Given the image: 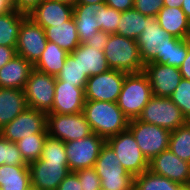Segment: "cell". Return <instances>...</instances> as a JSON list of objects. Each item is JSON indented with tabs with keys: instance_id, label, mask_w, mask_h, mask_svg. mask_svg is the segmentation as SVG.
I'll return each mask as SVG.
<instances>
[{
	"instance_id": "1",
	"label": "cell",
	"mask_w": 190,
	"mask_h": 190,
	"mask_svg": "<svg viewBox=\"0 0 190 190\" xmlns=\"http://www.w3.org/2000/svg\"><path fill=\"white\" fill-rule=\"evenodd\" d=\"M83 113L92 132L104 139L128 129L129 119L117 102L86 100Z\"/></svg>"
},
{
	"instance_id": "2",
	"label": "cell",
	"mask_w": 190,
	"mask_h": 190,
	"mask_svg": "<svg viewBox=\"0 0 190 190\" xmlns=\"http://www.w3.org/2000/svg\"><path fill=\"white\" fill-rule=\"evenodd\" d=\"M105 58L110 69L129 73H138L144 70V62L139 53L137 41L111 34L104 48Z\"/></svg>"
},
{
	"instance_id": "3",
	"label": "cell",
	"mask_w": 190,
	"mask_h": 190,
	"mask_svg": "<svg viewBox=\"0 0 190 190\" xmlns=\"http://www.w3.org/2000/svg\"><path fill=\"white\" fill-rule=\"evenodd\" d=\"M151 85L142 71L126 74L117 105L129 119H138L152 97Z\"/></svg>"
},
{
	"instance_id": "4",
	"label": "cell",
	"mask_w": 190,
	"mask_h": 190,
	"mask_svg": "<svg viewBox=\"0 0 190 190\" xmlns=\"http://www.w3.org/2000/svg\"><path fill=\"white\" fill-rule=\"evenodd\" d=\"M94 168L105 190H133L134 177L124 169L113 149L105 143Z\"/></svg>"
},
{
	"instance_id": "5",
	"label": "cell",
	"mask_w": 190,
	"mask_h": 190,
	"mask_svg": "<svg viewBox=\"0 0 190 190\" xmlns=\"http://www.w3.org/2000/svg\"><path fill=\"white\" fill-rule=\"evenodd\" d=\"M120 160L121 166L133 177L140 175L149 168V161L140 150L133 134L127 129L106 139Z\"/></svg>"
},
{
	"instance_id": "6",
	"label": "cell",
	"mask_w": 190,
	"mask_h": 190,
	"mask_svg": "<svg viewBox=\"0 0 190 190\" xmlns=\"http://www.w3.org/2000/svg\"><path fill=\"white\" fill-rule=\"evenodd\" d=\"M174 38V36L169 35L167 31L159 25L156 18H154L151 23H147L137 38L139 53L144 64L148 62L165 64L168 60V42Z\"/></svg>"
},
{
	"instance_id": "7",
	"label": "cell",
	"mask_w": 190,
	"mask_h": 190,
	"mask_svg": "<svg viewBox=\"0 0 190 190\" xmlns=\"http://www.w3.org/2000/svg\"><path fill=\"white\" fill-rule=\"evenodd\" d=\"M138 120L160 126L170 132L187 122L181 110L169 97L152 96Z\"/></svg>"
},
{
	"instance_id": "8",
	"label": "cell",
	"mask_w": 190,
	"mask_h": 190,
	"mask_svg": "<svg viewBox=\"0 0 190 190\" xmlns=\"http://www.w3.org/2000/svg\"><path fill=\"white\" fill-rule=\"evenodd\" d=\"M128 130L148 161L168 149L171 132L167 129L132 119L129 120Z\"/></svg>"
},
{
	"instance_id": "9",
	"label": "cell",
	"mask_w": 190,
	"mask_h": 190,
	"mask_svg": "<svg viewBox=\"0 0 190 190\" xmlns=\"http://www.w3.org/2000/svg\"><path fill=\"white\" fill-rule=\"evenodd\" d=\"M46 128L49 137L59 139L64 143L87 137L93 133L83 112L48 113Z\"/></svg>"
},
{
	"instance_id": "10",
	"label": "cell",
	"mask_w": 190,
	"mask_h": 190,
	"mask_svg": "<svg viewBox=\"0 0 190 190\" xmlns=\"http://www.w3.org/2000/svg\"><path fill=\"white\" fill-rule=\"evenodd\" d=\"M56 77L33 68L24 88L27 105L48 114L54 102Z\"/></svg>"
},
{
	"instance_id": "11",
	"label": "cell",
	"mask_w": 190,
	"mask_h": 190,
	"mask_svg": "<svg viewBox=\"0 0 190 190\" xmlns=\"http://www.w3.org/2000/svg\"><path fill=\"white\" fill-rule=\"evenodd\" d=\"M105 143L106 139L95 133L78 140L65 142L70 172L94 167L101 148Z\"/></svg>"
},
{
	"instance_id": "12",
	"label": "cell",
	"mask_w": 190,
	"mask_h": 190,
	"mask_svg": "<svg viewBox=\"0 0 190 190\" xmlns=\"http://www.w3.org/2000/svg\"><path fill=\"white\" fill-rule=\"evenodd\" d=\"M127 73L109 69L92 75L85 87L86 100L117 102Z\"/></svg>"
},
{
	"instance_id": "13",
	"label": "cell",
	"mask_w": 190,
	"mask_h": 190,
	"mask_svg": "<svg viewBox=\"0 0 190 190\" xmlns=\"http://www.w3.org/2000/svg\"><path fill=\"white\" fill-rule=\"evenodd\" d=\"M47 114L27 107L22 113L0 129V135L10 142L35 133H47Z\"/></svg>"
},
{
	"instance_id": "14",
	"label": "cell",
	"mask_w": 190,
	"mask_h": 190,
	"mask_svg": "<svg viewBox=\"0 0 190 190\" xmlns=\"http://www.w3.org/2000/svg\"><path fill=\"white\" fill-rule=\"evenodd\" d=\"M47 45L45 30L27 16L21 23L16 53L25 58L33 66L41 58Z\"/></svg>"
},
{
	"instance_id": "15",
	"label": "cell",
	"mask_w": 190,
	"mask_h": 190,
	"mask_svg": "<svg viewBox=\"0 0 190 190\" xmlns=\"http://www.w3.org/2000/svg\"><path fill=\"white\" fill-rule=\"evenodd\" d=\"M31 185L37 190H57L69 174L68 162H49L38 159L28 165Z\"/></svg>"
},
{
	"instance_id": "16",
	"label": "cell",
	"mask_w": 190,
	"mask_h": 190,
	"mask_svg": "<svg viewBox=\"0 0 190 190\" xmlns=\"http://www.w3.org/2000/svg\"><path fill=\"white\" fill-rule=\"evenodd\" d=\"M143 72L147 75L153 96L170 97L182 80L180 69L174 66L148 62Z\"/></svg>"
},
{
	"instance_id": "17",
	"label": "cell",
	"mask_w": 190,
	"mask_h": 190,
	"mask_svg": "<svg viewBox=\"0 0 190 190\" xmlns=\"http://www.w3.org/2000/svg\"><path fill=\"white\" fill-rule=\"evenodd\" d=\"M148 170L184 186L188 185L190 179V163L178 158L169 149L153 157Z\"/></svg>"
},
{
	"instance_id": "18",
	"label": "cell",
	"mask_w": 190,
	"mask_h": 190,
	"mask_svg": "<svg viewBox=\"0 0 190 190\" xmlns=\"http://www.w3.org/2000/svg\"><path fill=\"white\" fill-rule=\"evenodd\" d=\"M53 107L49 113L76 114L84 109L85 88L56 79Z\"/></svg>"
},
{
	"instance_id": "19",
	"label": "cell",
	"mask_w": 190,
	"mask_h": 190,
	"mask_svg": "<svg viewBox=\"0 0 190 190\" xmlns=\"http://www.w3.org/2000/svg\"><path fill=\"white\" fill-rule=\"evenodd\" d=\"M28 16L44 29L68 21L73 16V6L55 0H43Z\"/></svg>"
},
{
	"instance_id": "20",
	"label": "cell",
	"mask_w": 190,
	"mask_h": 190,
	"mask_svg": "<svg viewBox=\"0 0 190 190\" xmlns=\"http://www.w3.org/2000/svg\"><path fill=\"white\" fill-rule=\"evenodd\" d=\"M33 68L30 62L16 54L0 69V87L24 90Z\"/></svg>"
},
{
	"instance_id": "21",
	"label": "cell",
	"mask_w": 190,
	"mask_h": 190,
	"mask_svg": "<svg viewBox=\"0 0 190 190\" xmlns=\"http://www.w3.org/2000/svg\"><path fill=\"white\" fill-rule=\"evenodd\" d=\"M156 19L169 35L180 39L190 38V20L181 7L163 6Z\"/></svg>"
},
{
	"instance_id": "22",
	"label": "cell",
	"mask_w": 190,
	"mask_h": 190,
	"mask_svg": "<svg viewBox=\"0 0 190 190\" xmlns=\"http://www.w3.org/2000/svg\"><path fill=\"white\" fill-rule=\"evenodd\" d=\"M70 54L78 60L82 72H84L88 78L110 69L104 51L90 47L85 43H80Z\"/></svg>"
},
{
	"instance_id": "23",
	"label": "cell",
	"mask_w": 190,
	"mask_h": 190,
	"mask_svg": "<svg viewBox=\"0 0 190 190\" xmlns=\"http://www.w3.org/2000/svg\"><path fill=\"white\" fill-rule=\"evenodd\" d=\"M27 107L24 90L0 87V129Z\"/></svg>"
},
{
	"instance_id": "24",
	"label": "cell",
	"mask_w": 190,
	"mask_h": 190,
	"mask_svg": "<svg viewBox=\"0 0 190 190\" xmlns=\"http://www.w3.org/2000/svg\"><path fill=\"white\" fill-rule=\"evenodd\" d=\"M101 9V3L74 5L73 19L76 24L80 43L94 37L95 33L100 31L97 21L94 20L95 14Z\"/></svg>"
},
{
	"instance_id": "25",
	"label": "cell",
	"mask_w": 190,
	"mask_h": 190,
	"mask_svg": "<svg viewBox=\"0 0 190 190\" xmlns=\"http://www.w3.org/2000/svg\"><path fill=\"white\" fill-rule=\"evenodd\" d=\"M47 41L56 43L66 52L71 53L80 44L79 35L73 16L62 24L44 28Z\"/></svg>"
},
{
	"instance_id": "26",
	"label": "cell",
	"mask_w": 190,
	"mask_h": 190,
	"mask_svg": "<svg viewBox=\"0 0 190 190\" xmlns=\"http://www.w3.org/2000/svg\"><path fill=\"white\" fill-rule=\"evenodd\" d=\"M31 185L28 165L0 166V187L2 190H27Z\"/></svg>"
},
{
	"instance_id": "27",
	"label": "cell",
	"mask_w": 190,
	"mask_h": 190,
	"mask_svg": "<svg viewBox=\"0 0 190 190\" xmlns=\"http://www.w3.org/2000/svg\"><path fill=\"white\" fill-rule=\"evenodd\" d=\"M154 17H148L133 9L121 13L117 24L116 34L137 41L147 23H151Z\"/></svg>"
},
{
	"instance_id": "28",
	"label": "cell",
	"mask_w": 190,
	"mask_h": 190,
	"mask_svg": "<svg viewBox=\"0 0 190 190\" xmlns=\"http://www.w3.org/2000/svg\"><path fill=\"white\" fill-rule=\"evenodd\" d=\"M69 53L59 47L56 43L47 41L41 58L34 65V68L56 77L64 66Z\"/></svg>"
},
{
	"instance_id": "29",
	"label": "cell",
	"mask_w": 190,
	"mask_h": 190,
	"mask_svg": "<svg viewBox=\"0 0 190 190\" xmlns=\"http://www.w3.org/2000/svg\"><path fill=\"white\" fill-rule=\"evenodd\" d=\"M27 14L15 9L0 15V45L16 47L22 21Z\"/></svg>"
},
{
	"instance_id": "30",
	"label": "cell",
	"mask_w": 190,
	"mask_h": 190,
	"mask_svg": "<svg viewBox=\"0 0 190 190\" xmlns=\"http://www.w3.org/2000/svg\"><path fill=\"white\" fill-rule=\"evenodd\" d=\"M182 185L150 170L134 177L133 190H178Z\"/></svg>"
},
{
	"instance_id": "31",
	"label": "cell",
	"mask_w": 190,
	"mask_h": 190,
	"mask_svg": "<svg viewBox=\"0 0 190 190\" xmlns=\"http://www.w3.org/2000/svg\"><path fill=\"white\" fill-rule=\"evenodd\" d=\"M47 137L48 133H35L16 142L27 165L40 159Z\"/></svg>"
},
{
	"instance_id": "32",
	"label": "cell",
	"mask_w": 190,
	"mask_h": 190,
	"mask_svg": "<svg viewBox=\"0 0 190 190\" xmlns=\"http://www.w3.org/2000/svg\"><path fill=\"white\" fill-rule=\"evenodd\" d=\"M168 149L190 163V121L171 132Z\"/></svg>"
},
{
	"instance_id": "33",
	"label": "cell",
	"mask_w": 190,
	"mask_h": 190,
	"mask_svg": "<svg viewBox=\"0 0 190 190\" xmlns=\"http://www.w3.org/2000/svg\"><path fill=\"white\" fill-rule=\"evenodd\" d=\"M56 79L73 84L77 88H85L88 77L84 74V72H82L78 60L69 53L64 66L56 76Z\"/></svg>"
},
{
	"instance_id": "34",
	"label": "cell",
	"mask_w": 190,
	"mask_h": 190,
	"mask_svg": "<svg viewBox=\"0 0 190 190\" xmlns=\"http://www.w3.org/2000/svg\"><path fill=\"white\" fill-rule=\"evenodd\" d=\"M121 13L114 8L108 7L105 3H101V9L95 14L94 20L97 21L101 31L115 34Z\"/></svg>"
},
{
	"instance_id": "35",
	"label": "cell",
	"mask_w": 190,
	"mask_h": 190,
	"mask_svg": "<svg viewBox=\"0 0 190 190\" xmlns=\"http://www.w3.org/2000/svg\"><path fill=\"white\" fill-rule=\"evenodd\" d=\"M188 53V38L180 39L175 37L168 42L167 58L165 65L180 68Z\"/></svg>"
},
{
	"instance_id": "36",
	"label": "cell",
	"mask_w": 190,
	"mask_h": 190,
	"mask_svg": "<svg viewBox=\"0 0 190 190\" xmlns=\"http://www.w3.org/2000/svg\"><path fill=\"white\" fill-rule=\"evenodd\" d=\"M40 159L49 162H68L65 143L59 139L48 136Z\"/></svg>"
},
{
	"instance_id": "37",
	"label": "cell",
	"mask_w": 190,
	"mask_h": 190,
	"mask_svg": "<svg viewBox=\"0 0 190 190\" xmlns=\"http://www.w3.org/2000/svg\"><path fill=\"white\" fill-rule=\"evenodd\" d=\"M169 98L178 106L187 121H190V80L182 78Z\"/></svg>"
},
{
	"instance_id": "38",
	"label": "cell",
	"mask_w": 190,
	"mask_h": 190,
	"mask_svg": "<svg viewBox=\"0 0 190 190\" xmlns=\"http://www.w3.org/2000/svg\"><path fill=\"white\" fill-rule=\"evenodd\" d=\"M3 164L27 165L22 158L17 144L4 139L0 135V166Z\"/></svg>"
},
{
	"instance_id": "39",
	"label": "cell",
	"mask_w": 190,
	"mask_h": 190,
	"mask_svg": "<svg viewBox=\"0 0 190 190\" xmlns=\"http://www.w3.org/2000/svg\"><path fill=\"white\" fill-rule=\"evenodd\" d=\"M81 182L82 190H100L101 181L94 167L75 171Z\"/></svg>"
},
{
	"instance_id": "40",
	"label": "cell",
	"mask_w": 190,
	"mask_h": 190,
	"mask_svg": "<svg viewBox=\"0 0 190 190\" xmlns=\"http://www.w3.org/2000/svg\"><path fill=\"white\" fill-rule=\"evenodd\" d=\"M163 6V0H134L133 8L143 15L156 18Z\"/></svg>"
},
{
	"instance_id": "41",
	"label": "cell",
	"mask_w": 190,
	"mask_h": 190,
	"mask_svg": "<svg viewBox=\"0 0 190 190\" xmlns=\"http://www.w3.org/2000/svg\"><path fill=\"white\" fill-rule=\"evenodd\" d=\"M110 35V33H106L100 30L95 33L94 37L87 39V41H85L84 43L90 47L104 51V48L107 45Z\"/></svg>"
},
{
	"instance_id": "42",
	"label": "cell",
	"mask_w": 190,
	"mask_h": 190,
	"mask_svg": "<svg viewBox=\"0 0 190 190\" xmlns=\"http://www.w3.org/2000/svg\"><path fill=\"white\" fill-rule=\"evenodd\" d=\"M57 190H82L77 174L75 172H69L59 184Z\"/></svg>"
},
{
	"instance_id": "43",
	"label": "cell",
	"mask_w": 190,
	"mask_h": 190,
	"mask_svg": "<svg viewBox=\"0 0 190 190\" xmlns=\"http://www.w3.org/2000/svg\"><path fill=\"white\" fill-rule=\"evenodd\" d=\"M43 0H18L12 7L23 14L29 15Z\"/></svg>"
},
{
	"instance_id": "44",
	"label": "cell",
	"mask_w": 190,
	"mask_h": 190,
	"mask_svg": "<svg viewBox=\"0 0 190 190\" xmlns=\"http://www.w3.org/2000/svg\"><path fill=\"white\" fill-rule=\"evenodd\" d=\"M105 4L117 11L125 12L127 10L133 9L134 0H105Z\"/></svg>"
},
{
	"instance_id": "45",
	"label": "cell",
	"mask_w": 190,
	"mask_h": 190,
	"mask_svg": "<svg viewBox=\"0 0 190 190\" xmlns=\"http://www.w3.org/2000/svg\"><path fill=\"white\" fill-rule=\"evenodd\" d=\"M16 47L0 45V69L16 55Z\"/></svg>"
},
{
	"instance_id": "46",
	"label": "cell",
	"mask_w": 190,
	"mask_h": 190,
	"mask_svg": "<svg viewBox=\"0 0 190 190\" xmlns=\"http://www.w3.org/2000/svg\"><path fill=\"white\" fill-rule=\"evenodd\" d=\"M180 73L183 79L190 80V38H188V53L184 62L182 63Z\"/></svg>"
},
{
	"instance_id": "47",
	"label": "cell",
	"mask_w": 190,
	"mask_h": 190,
	"mask_svg": "<svg viewBox=\"0 0 190 190\" xmlns=\"http://www.w3.org/2000/svg\"><path fill=\"white\" fill-rule=\"evenodd\" d=\"M184 0H163L165 7H181Z\"/></svg>"
},
{
	"instance_id": "48",
	"label": "cell",
	"mask_w": 190,
	"mask_h": 190,
	"mask_svg": "<svg viewBox=\"0 0 190 190\" xmlns=\"http://www.w3.org/2000/svg\"><path fill=\"white\" fill-rule=\"evenodd\" d=\"M13 8L5 1L0 0V15L9 12Z\"/></svg>"
},
{
	"instance_id": "49",
	"label": "cell",
	"mask_w": 190,
	"mask_h": 190,
	"mask_svg": "<svg viewBox=\"0 0 190 190\" xmlns=\"http://www.w3.org/2000/svg\"><path fill=\"white\" fill-rule=\"evenodd\" d=\"M181 9L184 11L187 18L190 20V0H184Z\"/></svg>"
},
{
	"instance_id": "50",
	"label": "cell",
	"mask_w": 190,
	"mask_h": 190,
	"mask_svg": "<svg viewBox=\"0 0 190 190\" xmlns=\"http://www.w3.org/2000/svg\"><path fill=\"white\" fill-rule=\"evenodd\" d=\"M96 3H105V0H77L76 5H91Z\"/></svg>"
},
{
	"instance_id": "51",
	"label": "cell",
	"mask_w": 190,
	"mask_h": 190,
	"mask_svg": "<svg viewBox=\"0 0 190 190\" xmlns=\"http://www.w3.org/2000/svg\"><path fill=\"white\" fill-rule=\"evenodd\" d=\"M55 1L63 2V3L69 4L71 6L76 5V2H77V0H55Z\"/></svg>"
},
{
	"instance_id": "52",
	"label": "cell",
	"mask_w": 190,
	"mask_h": 190,
	"mask_svg": "<svg viewBox=\"0 0 190 190\" xmlns=\"http://www.w3.org/2000/svg\"><path fill=\"white\" fill-rule=\"evenodd\" d=\"M11 7H13L17 2L18 0H5Z\"/></svg>"
},
{
	"instance_id": "53",
	"label": "cell",
	"mask_w": 190,
	"mask_h": 190,
	"mask_svg": "<svg viewBox=\"0 0 190 190\" xmlns=\"http://www.w3.org/2000/svg\"><path fill=\"white\" fill-rule=\"evenodd\" d=\"M178 190H189L187 186L182 185Z\"/></svg>"
},
{
	"instance_id": "54",
	"label": "cell",
	"mask_w": 190,
	"mask_h": 190,
	"mask_svg": "<svg viewBox=\"0 0 190 190\" xmlns=\"http://www.w3.org/2000/svg\"><path fill=\"white\" fill-rule=\"evenodd\" d=\"M27 190H37L34 186L30 185V187Z\"/></svg>"
},
{
	"instance_id": "55",
	"label": "cell",
	"mask_w": 190,
	"mask_h": 190,
	"mask_svg": "<svg viewBox=\"0 0 190 190\" xmlns=\"http://www.w3.org/2000/svg\"><path fill=\"white\" fill-rule=\"evenodd\" d=\"M187 187H188V189L190 190V179H189V182H188Z\"/></svg>"
}]
</instances>
